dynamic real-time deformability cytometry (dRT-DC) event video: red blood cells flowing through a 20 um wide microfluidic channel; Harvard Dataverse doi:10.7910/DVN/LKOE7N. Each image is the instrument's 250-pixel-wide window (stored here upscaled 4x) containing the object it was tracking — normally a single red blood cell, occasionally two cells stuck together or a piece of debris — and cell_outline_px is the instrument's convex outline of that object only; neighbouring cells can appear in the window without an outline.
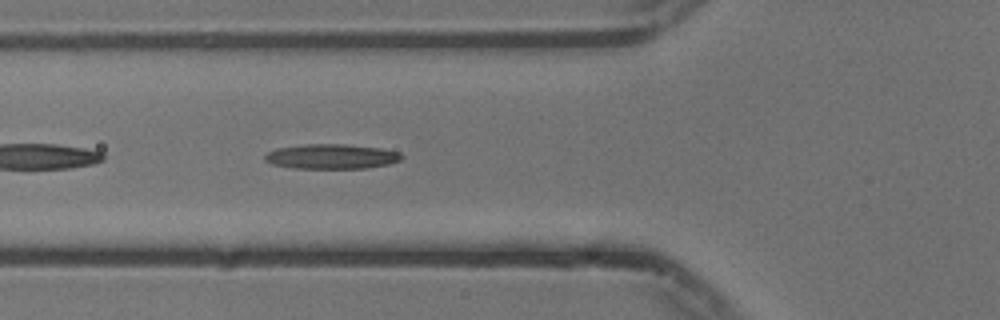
{"species": "common noctule bat (a hibernating species)", "species_latin": "Nyctalus noctula", "temperature_condition": "cold", "stored_images_in_passage": 24, "camera_frame_rate_fps": 3000, "um_per_image_px": 0.085, "animal": {"sex": "male", "body_mass_g": 13.3}, "frame": {"image": 1, "passage_image": 4, "time_ms": 1.0, "image_size_px": [1000, 320], "cell_outline_px": [[404, 156], [400, 160], [388, 164], [364, 168], [296, 168], [272, 164], [264, 160], [264, 156], [268, 152], [276, 148], [304, 144], [344, 144], [380, 148], [400, 152]], "centroid_in_image_um": [28.17, 13.29], "position_along_channel_um": 97.6, "area_um2": 19.71}}
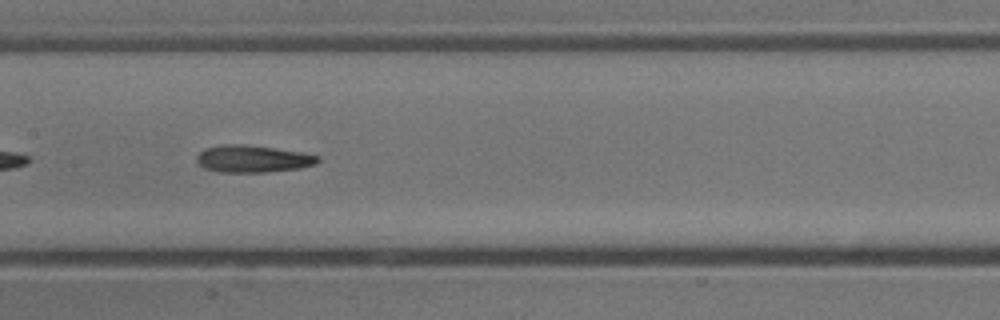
{"frame": {"image": 2, "passage_image": 11, "time_ms": 3.333, "image_size_px": [1000, 320], "cell_outline_px": [[320, 160], [316, 164], [300, 168], [264, 172], [220, 172], [204, 168], [196, 160], [196, 156], [204, 148], [224, 144], [244, 144], [304, 152], [320, 156]], "centroid_in_image_um": [21.5, 13.49], "position_along_channel_um": 185.9, "area_um2": 19.25}}
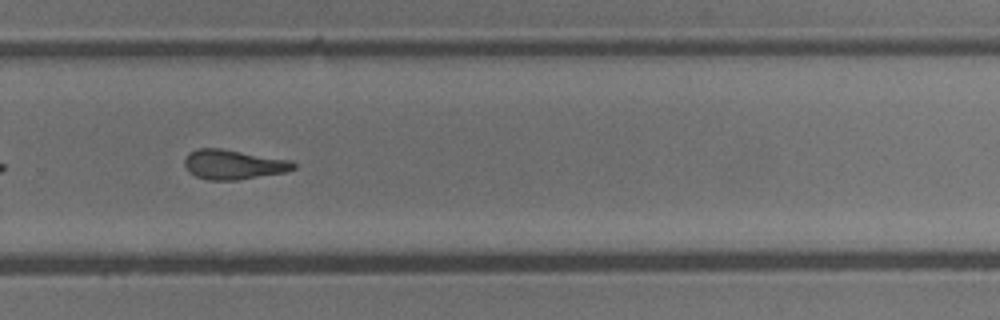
{"frame": {"image": 3, "passage_image": 21, "time_ms": 6.667, "image_size_px": [1000, 320], "cell_outline_px": [[296, 168], [284, 172], [236, 180], [208, 180], [196, 176], [188, 172], [184, 164], [184, 160], [188, 152], [196, 148], [220, 148], [292, 160], [296, 164]], "centroid_in_image_um": [19.81, 13.97], "position_along_channel_um": 310.0, "area_um2": 18.9}}